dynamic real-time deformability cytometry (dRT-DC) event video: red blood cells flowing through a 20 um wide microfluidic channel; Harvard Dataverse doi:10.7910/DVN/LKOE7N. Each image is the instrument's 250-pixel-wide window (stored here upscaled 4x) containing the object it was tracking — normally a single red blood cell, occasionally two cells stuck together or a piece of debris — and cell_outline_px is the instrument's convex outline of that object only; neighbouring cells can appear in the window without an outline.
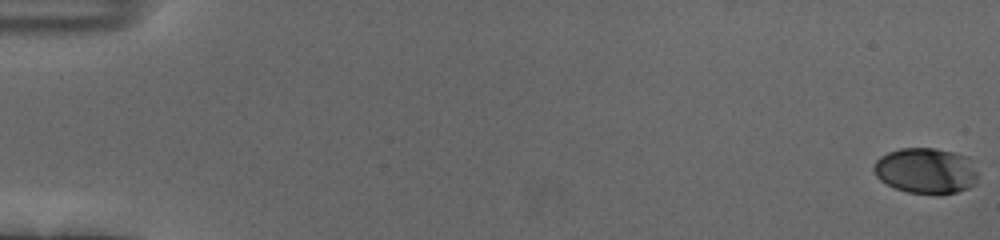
{"species": "human", "species_latin": "Homo sapiens", "temperature_condition": "cold", "stored_images_in_passage": 57, "camera_frame_rate_fps": 3000, "um_per_image_px": 0.085, "donor": {"sex": "female"}, "frame": {"image": 1, "passage_image": 1, "time_ms": 0.0, "image_size_px": [1000, 240], "cell_outline_px": [[976, 184], [968, 188], [956, 192], [908, 192], [896, 188], [880, 180], [876, 176], [872, 168], [876, 160], [880, 156], [888, 152], [900, 148], [936, 148], [968, 156], [976, 172]], "centroid_in_image_um": [78.67, 14.48], "position_along_channel_um": 6.3, "area_um2": 27.34}}
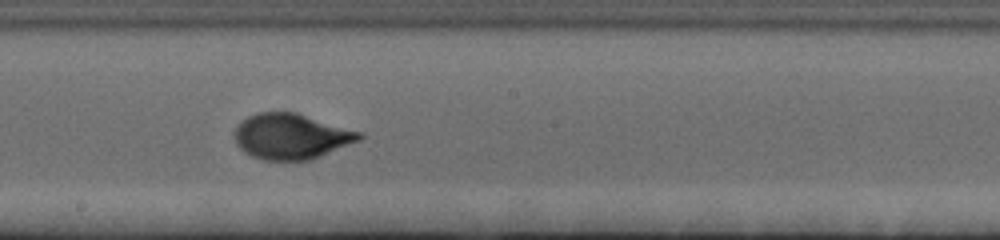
{"frame": {"image": 2, "passage_image": 33, "time_ms": 10.667, "image_size_px": [1000, 240], "cell_outline_px": [[364, 136], [360, 140], [320, 156], [308, 160], [264, 160], [252, 156], [244, 152], [236, 144], [236, 128], [248, 116], [256, 112], [296, 112], [364, 132]], "centroid_in_image_um": [24.79, 11.58], "position_along_channel_um": 223.4, "area_um2": 33.0}}
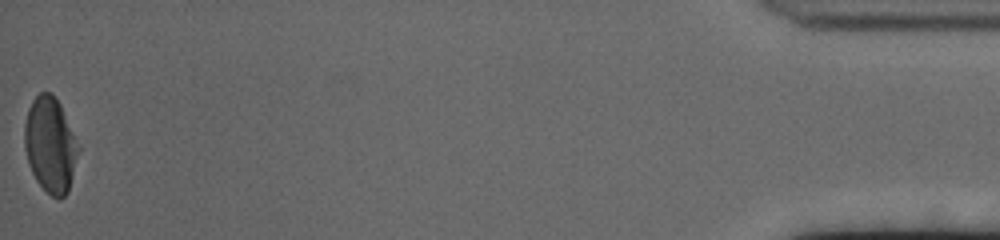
{"frame": {"image": 3, "passage_image": 57, "time_ms": 18.667, "image_size_px": [1000, 240], "cell_outline_px": [[80, 152], [68, 192], [60, 200], [52, 196], [36, 180], [28, 164], [24, 148], [24, 124], [28, 108], [32, 100], [40, 92], [48, 92], [60, 104], [80, 148]], "centroid_in_image_um": [4.27, 12.34], "position_along_channel_um": 430.9, "area_um2": 29.94}, "authors_computed_cell_mechanics": {"area_um2": 31.212, "velocity_mm_per_s": 3.6889, "shape_relaxation_time_tau1_ms": 3.5929, "shape_relaxation_time_tau2_ms": null, "deformation_change_tau1": 0.1797, "deformation_change_tau2": null}}